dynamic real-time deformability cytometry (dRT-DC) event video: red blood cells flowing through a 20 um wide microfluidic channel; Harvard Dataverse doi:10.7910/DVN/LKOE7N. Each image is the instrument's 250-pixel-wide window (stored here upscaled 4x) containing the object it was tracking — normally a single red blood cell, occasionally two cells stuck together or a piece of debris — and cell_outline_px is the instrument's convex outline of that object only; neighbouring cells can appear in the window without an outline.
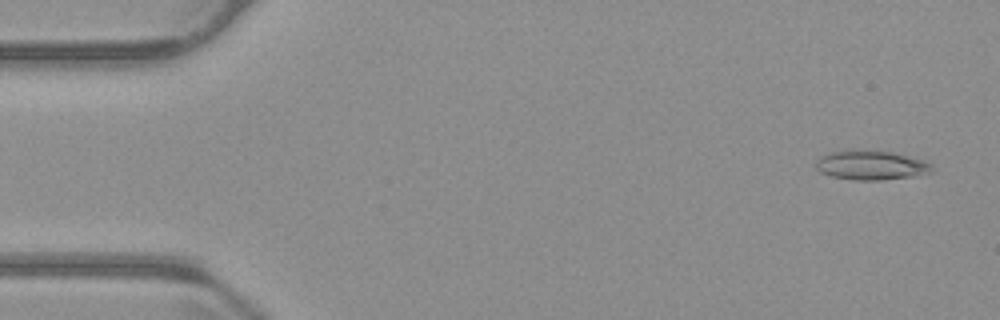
{"species": "common noctule bat (a hibernating species)", "species_latin": "Nyctalus noctula", "temperature_condition": "warm", "stored_images_in_passage": 55, "camera_frame_rate_fps": 3000, "um_per_image_px": 0.085, "animal": {"sex": "male", "body_mass_g": 23.1, "forearm_length_mm": 52.7}, "frame": {"image": 1, "passage_image": 3, "time_ms": 0.667, "image_size_px": [1000, 320], "cell_outline_px": [[936, 168], [932, 172], [912, 176], [880, 180], [852, 180], [832, 176], [820, 172], [816, 168], [816, 160], [820, 156], [828, 152], [848, 148], [864, 148], [892, 152], [924, 160], [932, 164]], "centroid_in_image_um": [74.01, 14.0], "position_along_channel_um": 11.0, "area_um2": 20.52}}
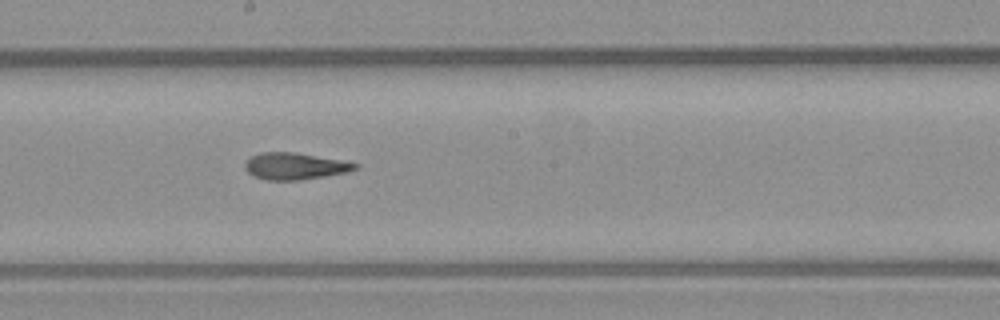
{"frame": {"image": 2, "passage_image": 30, "time_ms": 9.667, "image_size_px": [1000, 320], "cell_outline_px": [[360, 168], [348, 172], [300, 180], [268, 180], [252, 176], [244, 168], [244, 164], [252, 156], [260, 152], [292, 152], [344, 160], [360, 164]], "centroid_in_image_um": [25.1, 14.12], "position_along_channel_um": 223.1, "area_um2": 17.28}}
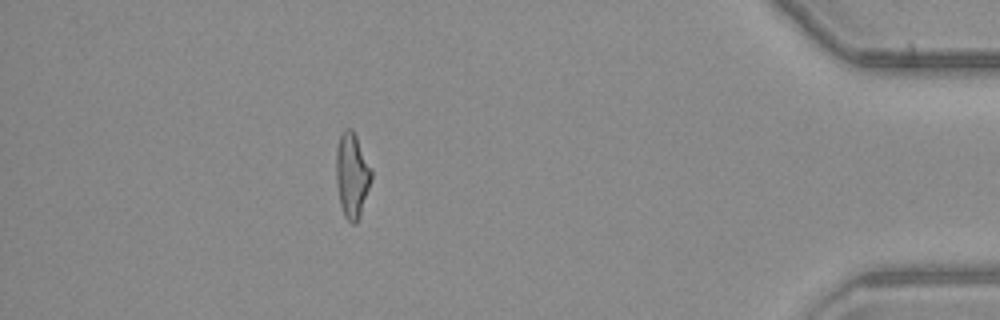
{"frame": {"image": 3, "passage_image": 49, "time_ms": 16.0, "image_size_px": [1000, 320], "cell_outline_px": [[372, 176], [360, 216], [356, 224], [352, 224], [344, 216], [340, 204], [336, 184], [336, 148], [340, 136], [344, 128], [352, 128], [372, 168]], "centroid_in_image_um": [29.91, 14.89], "position_along_channel_um": 405.3, "area_um2": 17.51}, "authors_computed_cell_mechanics": {"area_um2": 17.7446, "velocity_mm_per_s": 3.7465, "shape_relaxation_time_tau1_ms": null, "shape_relaxation_time_tau2_ms": 4.725, "deformation_change_tau1": null, "deformation_change_tau2": 0.1307}}